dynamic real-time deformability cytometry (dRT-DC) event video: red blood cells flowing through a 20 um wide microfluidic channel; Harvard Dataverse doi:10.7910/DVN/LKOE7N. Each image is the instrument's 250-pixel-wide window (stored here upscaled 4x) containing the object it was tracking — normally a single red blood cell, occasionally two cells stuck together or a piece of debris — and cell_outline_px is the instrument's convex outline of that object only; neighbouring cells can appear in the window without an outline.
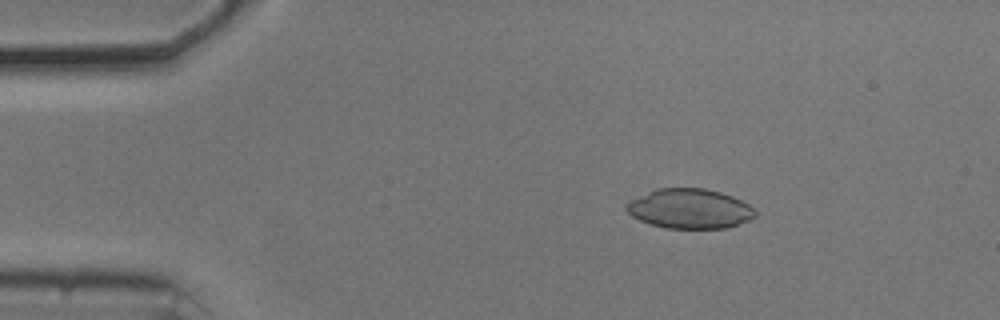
{"species": "common noctule bat (a hibernating species)", "species_latin": "Nyctalus noctula", "temperature_condition": "cold", "stored_images_in_passage": 54, "camera_frame_rate_fps": 3000, "um_per_image_px": 0.085, "animal": {"sex": "male", "body_mass_g": 20.5, "forearm_length_mm": 52.5}, "frame": {"image": 1, "passage_image": 9, "time_ms": 2.667, "image_size_px": [1000, 320], "cell_outline_px": [[756, 216], [748, 220], [728, 228], [664, 228], [640, 220], [632, 216], [624, 208], [624, 204], [628, 200], [656, 188], [704, 188], [720, 192], [732, 196], [748, 204], [756, 212]], "centroid_in_image_um": [58.58, 17.73], "position_along_channel_um": 26.4, "area_um2": 29.88}}
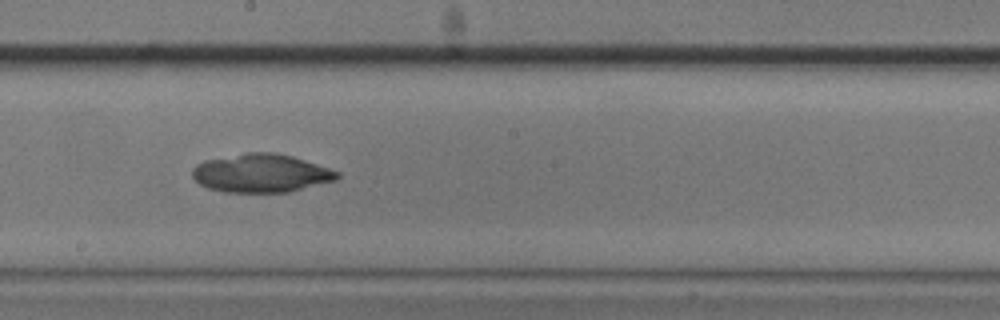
{"frame": {"image": 2, "passage_image": 30, "time_ms": 9.667, "image_size_px": [1000, 320], "cell_outline_px": [[340, 176], [336, 180], [288, 192], [224, 192], [208, 188], [200, 184], [192, 176], [192, 168], [196, 164], [204, 160], [248, 152], [276, 152], [292, 156], [340, 172]], "centroid_in_image_um": [22.17, 14.72], "position_along_channel_um": 226.0, "area_um2": 32.37}}
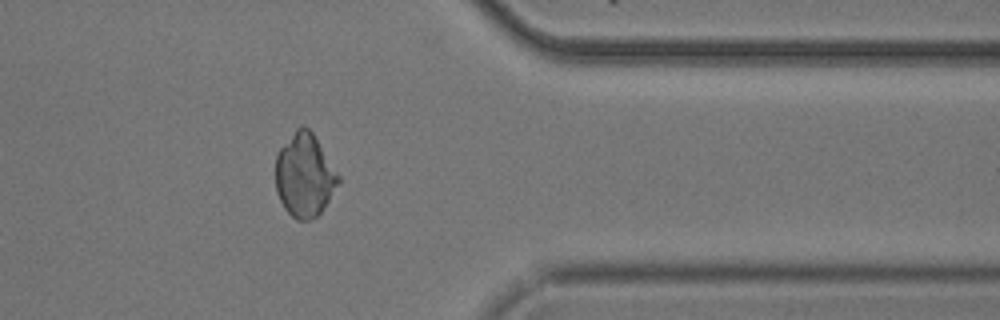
{"frame": {"image": 3, "passage_image": 44, "time_ms": 14.333, "image_size_px": [1000, 320], "cell_outline_px": [[340, 180], [324, 208], [316, 216], [308, 220], [296, 220], [284, 208], [276, 192], [276, 156], [280, 148], [296, 128], [308, 128], [312, 132], [340, 176]], "centroid_in_image_um": [25.88, 14.92], "position_along_channel_um": 385.5, "area_um2": 30.11}}